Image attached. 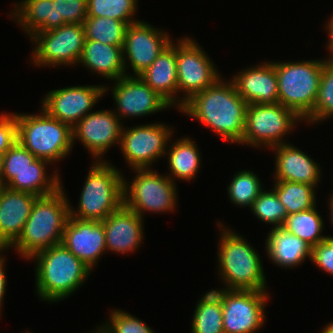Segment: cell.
Masks as SVG:
<instances>
[{
	"mask_svg": "<svg viewBox=\"0 0 333 333\" xmlns=\"http://www.w3.org/2000/svg\"><path fill=\"white\" fill-rule=\"evenodd\" d=\"M247 106L234 83L220 78L214 85L193 95L179 110L211 128L224 141L240 144Z\"/></svg>",
	"mask_w": 333,
	"mask_h": 333,
	"instance_id": "6da1fadb",
	"label": "cell"
},
{
	"mask_svg": "<svg viewBox=\"0 0 333 333\" xmlns=\"http://www.w3.org/2000/svg\"><path fill=\"white\" fill-rule=\"evenodd\" d=\"M70 217V203L63 185L53 194L35 199L22 234L9 247L30 259L41 250L60 244Z\"/></svg>",
	"mask_w": 333,
	"mask_h": 333,
	"instance_id": "7a4b0ae2",
	"label": "cell"
},
{
	"mask_svg": "<svg viewBox=\"0 0 333 333\" xmlns=\"http://www.w3.org/2000/svg\"><path fill=\"white\" fill-rule=\"evenodd\" d=\"M36 260V291L41 300L59 302L79 289L91 269L62 243L41 250L29 260Z\"/></svg>",
	"mask_w": 333,
	"mask_h": 333,
	"instance_id": "3957f363",
	"label": "cell"
},
{
	"mask_svg": "<svg viewBox=\"0 0 333 333\" xmlns=\"http://www.w3.org/2000/svg\"><path fill=\"white\" fill-rule=\"evenodd\" d=\"M219 226V276L230 290L267 291L264 269L259 253L248 244L244 236ZM224 227V228H223Z\"/></svg>",
	"mask_w": 333,
	"mask_h": 333,
	"instance_id": "277c9868",
	"label": "cell"
},
{
	"mask_svg": "<svg viewBox=\"0 0 333 333\" xmlns=\"http://www.w3.org/2000/svg\"><path fill=\"white\" fill-rule=\"evenodd\" d=\"M89 168L78 209L70 205V216L103 221L123 205V173L111 163L94 161Z\"/></svg>",
	"mask_w": 333,
	"mask_h": 333,
	"instance_id": "5b68a950",
	"label": "cell"
},
{
	"mask_svg": "<svg viewBox=\"0 0 333 333\" xmlns=\"http://www.w3.org/2000/svg\"><path fill=\"white\" fill-rule=\"evenodd\" d=\"M40 110L37 115L15 113L17 141L36 158L55 164L72 151V128Z\"/></svg>",
	"mask_w": 333,
	"mask_h": 333,
	"instance_id": "8992f818",
	"label": "cell"
},
{
	"mask_svg": "<svg viewBox=\"0 0 333 333\" xmlns=\"http://www.w3.org/2000/svg\"><path fill=\"white\" fill-rule=\"evenodd\" d=\"M278 82V103L307 120L314 111L324 60L274 62Z\"/></svg>",
	"mask_w": 333,
	"mask_h": 333,
	"instance_id": "52a82bcc",
	"label": "cell"
},
{
	"mask_svg": "<svg viewBox=\"0 0 333 333\" xmlns=\"http://www.w3.org/2000/svg\"><path fill=\"white\" fill-rule=\"evenodd\" d=\"M137 174L132 182L123 178V205L138 213L173 212L176 207L177 188L167 175L159 174L152 168L133 169ZM130 183V184H128ZM146 211V212H145Z\"/></svg>",
	"mask_w": 333,
	"mask_h": 333,
	"instance_id": "ba28073f",
	"label": "cell"
},
{
	"mask_svg": "<svg viewBox=\"0 0 333 333\" xmlns=\"http://www.w3.org/2000/svg\"><path fill=\"white\" fill-rule=\"evenodd\" d=\"M302 122L294 111L276 104H249L246 108L245 129L240 144L267 147L287 143L284 136L292 132L296 122Z\"/></svg>",
	"mask_w": 333,
	"mask_h": 333,
	"instance_id": "9c48e42d",
	"label": "cell"
},
{
	"mask_svg": "<svg viewBox=\"0 0 333 333\" xmlns=\"http://www.w3.org/2000/svg\"><path fill=\"white\" fill-rule=\"evenodd\" d=\"M86 35L83 24H64L44 32H36L31 62L34 66H74L81 58Z\"/></svg>",
	"mask_w": 333,
	"mask_h": 333,
	"instance_id": "30bf717a",
	"label": "cell"
},
{
	"mask_svg": "<svg viewBox=\"0 0 333 333\" xmlns=\"http://www.w3.org/2000/svg\"><path fill=\"white\" fill-rule=\"evenodd\" d=\"M176 43L178 94L185 93L180 97L181 108L193 95L214 85L222 76L195 40L186 36Z\"/></svg>",
	"mask_w": 333,
	"mask_h": 333,
	"instance_id": "8fae6325",
	"label": "cell"
},
{
	"mask_svg": "<svg viewBox=\"0 0 333 333\" xmlns=\"http://www.w3.org/2000/svg\"><path fill=\"white\" fill-rule=\"evenodd\" d=\"M222 302L224 333H255L265 323L266 291L213 290Z\"/></svg>",
	"mask_w": 333,
	"mask_h": 333,
	"instance_id": "7c38bea8",
	"label": "cell"
},
{
	"mask_svg": "<svg viewBox=\"0 0 333 333\" xmlns=\"http://www.w3.org/2000/svg\"><path fill=\"white\" fill-rule=\"evenodd\" d=\"M174 129L164 123L143 124L122 128L120 149L131 169L150 168L165 156Z\"/></svg>",
	"mask_w": 333,
	"mask_h": 333,
	"instance_id": "4fadbf2b",
	"label": "cell"
},
{
	"mask_svg": "<svg viewBox=\"0 0 333 333\" xmlns=\"http://www.w3.org/2000/svg\"><path fill=\"white\" fill-rule=\"evenodd\" d=\"M109 86H71L49 91L42 99L41 108L51 117L73 128L82 118L92 112Z\"/></svg>",
	"mask_w": 333,
	"mask_h": 333,
	"instance_id": "5bb4252c",
	"label": "cell"
},
{
	"mask_svg": "<svg viewBox=\"0 0 333 333\" xmlns=\"http://www.w3.org/2000/svg\"><path fill=\"white\" fill-rule=\"evenodd\" d=\"M169 36L167 32L154 28L145 21L129 24L123 46L125 72L129 65L135 73L133 76H139L170 44L172 38Z\"/></svg>",
	"mask_w": 333,
	"mask_h": 333,
	"instance_id": "9a60e30c",
	"label": "cell"
},
{
	"mask_svg": "<svg viewBox=\"0 0 333 333\" xmlns=\"http://www.w3.org/2000/svg\"><path fill=\"white\" fill-rule=\"evenodd\" d=\"M111 89L117 106L113 111L120 120L126 117H142L172 107L157 92L153 91L140 76L128 74L113 81Z\"/></svg>",
	"mask_w": 333,
	"mask_h": 333,
	"instance_id": "2e32d148",
	"label": "cell"
},
{
	"mask_svg": "<svg viewBox=\"0 0 333 333\" xmlns=\"http://www.w3.org/2000/svg\"><path fill=\"white\" fill-rule=\"evenodd\" d=\"M121 123L109 109L90 112L72 128L73 144L79 140L96 161H106L101 158L108 149L114 144L120 145Z\"/></svg>",
	"mask_w": 333,
	"mask_h": 333,
	"instance_id": "e0dca14e",
	"label": "cell"
},
{
	"mask_svg": "<svg viewBox=\"0 0 333 333\" xmlns=\"http://www.w3.org/2000/svg\"><path fill=\"white\" fill-rule=\"evenodd\" d=\"M61 243L93 270L96 262L106 251L103 222L80 220L70 216Z\"/></svg>",
	"mask_w": 333,
	"mask_h": 333,
	"instance_id": "ac0fdd59",
	"label": "cell"
},
{
	"mask_svg": "<svg viewBox=\"0 0 333 333\" xmlns=\"http://www.w3.org/2000/svg\"><path fill=\"white\" fill-rule=\"evenodd\" d=\"M106 251L125 254L136 251L144 239V218L124 205L103 221Z\"/></svg>",
	"mask_w": 333,
	"mask_h": 333,
	"instance_id": "d6986e66",
	"label": "cell"
},
{
	"mask_svg": "<svg viewBox=\"0 0 333 333\" xmlns=\"http://www.w3.org/2000/svg\"><path fill=\"white\" fill-rule=\"evenodd\" d=\"M230 80L248 105L278 103L277 74L271 61L246 68Z\"/></svg>",
	"mask_w": 333,
	"mask_h": 333,
	"instance_id": "ffe728a7",
	"label": "cell"
},
{
	"mask_svg": "<svg viewBox=\"0 0 333 333\" xmlns=\"http://www.w3.org/2000/svg\"><path fill=\"white\" fill-rule=\"evenodd\" d=\"M37 197L6 186L0 188V248L9 249L22 234Z\"/></svg>",
	"mask_w": 333,
	"mask_h": 333,
	"instance_id": "44dd1931",
	"label": "cell"
},
{
	"mask_svg": "<svg viewBox=\"0 0 333 333\" xmlns=\"http://www.w3.org/2000/svg\"><path fill=\"white\" fill-rule=\"evenodd\" d=\"M272 151L276 156L274 181H290L318 186L322 170L320 165L318 166V163L309 157L310 155L289 143L272 147Z\"/></svg>",
	"mask_w": 333,
	"mask_h": 333,
	"instance_id": "7402d4cb",
	"label": "cell"
},
{
	"mask_svg": "<svg viewBox=\"0 0 333 333\" xmlns=\"http://www.w3.org/2000/svg\"><path fill=\"white\" fill-rule=\"evenodd\" d=\"M176 41L165 47L153 63L143 71L140 78L171 106L180 109L176 68ZM175 96V97H174Z\"/></svg>",
	"mask_w": 333,
	"mask_h": 333,
	"instance_id": "603a6c76",
	"label": "cell"
},
{
	"mask_svg": "<svg viewBox=\"0 0 333 333\" xmlns=\"http://www.w3.org/2000/svg\"><path fill=\"white\" fill-rule=\"evenodd\" d=\"M82 64L91 72L100 74L107 80H118L128 74L125 72L123 47L85 40L81 58Z\"/></svg>",
	"mask_w": 333,
	"mask_h": 333,
	"instance_id": "cb8c5ba5",
	"label": "cell"
},
{
	"mask_svg": "<svg viewBox=\"0 0 333 333\" xmlns=\"http://www.w3.org/2000/svg\"><path fill=\"white\" fill-rule=\"evenodd\" d=\"M11 18L19 23L30 38L36 32H44L64 25L58 19L57 0H22L15 3ZM13 13V14H12Z\"/></svg>",
	"mask_w": 333,
	"mask_h": 333,
	"instance_id": "d4e9b609",
	"label": "cell"
},
{
	"mask_svg": "<svg viewBox=\"0 0 333 333\" xmlns=\"http://www.w3.org/2000/svg\"><path fill=\"white\" fill-rule=\"evenodd\" d=\"M266 238V254L281 268H293L311 259L312 247L282 227H272Z\"/></svg>",
	"mask_w": 333,
	"mask_h": 333,
	"instance_id": "484cf974",
	"label": "cell"
},
{
	"mask_svg": "<svg viewBox=\"0 0 333 333\" xmlns=\"http://www.w3.org/2000/svg\"><path fill=\"white\" fill-rule=\"evenodd\" d=\"M47 164L51 163L37 158L27 170L16 174L15 178L6 187L38 197L53 194L61 188L62 182L57 169L52 176L51 174L48 175Z\"/></svg>",
	"mask_w": 333,
	"mask_h": 333,
	"instance_id": "4316f807",
	"label": "cell"
},
{
	"mask_svg": "<svg viewBox=\"0 0 333 333\" xmlns=\"http://www.w3.org/2000/svg\"><path fill=\"white\" fill-rule=\"evenodd\" d=\"M192 139L184 136L168 146L169 151H166L165 155L168 157V168L171 173L167 176L173 182L176 179L190 181L196 178L202 161L201 152L199 154L197 144Z\"/></svg>",
	"mask_w": 333,
	"mask_h": 333,
	"instance_id": "83f0119b",
	"label": "cell"
},
{
	"mask_svg": "<svg viewBox=\"0 0 333 333\" xmlns=\"http://www.w3.org/2000/svg\"><path fill=\"white\" fill-rule=\"evenodd\" d=\"M190 326L192 333H224L222 302L213 289L197 302Z\"/></svg>",
	"mask_w": 333,
	"mask_h": 333,
	"instance_id": "f1b7e54d",
	"label": "cell"
},
{
	"mask_svg": "<svg viewBox=\"0 0 333 333\" xmlns=\"http://www.w3.org/2000/svg\"><path fill=\"white\" fill-rule=\"evenodd\" d=\"M282 228L299 237L311 247H315L328 237L321 235L324 223L323 218L316 210V206L306 211L288 215Z\"/></svg>",
	"mask_w": 333,
	"mask_h": 333,
	"instance_id": "f546056e",
	"label": "cell"
},
{
	"mask_svg": "<svg viewBox=\"0 0 333 333\" xmlns=\"http://www.w3.org/2000/svg\"><path fill=\"white\" fill-rule=\"evenodd\" d=\"M273 190L286 208L287 216L306 211L316 204V187L298 182L275 181Z\"/></svg>",
	"mask_w": 333,
	"mask_h": 333,
	"instance_id": "4dcf8cb0",
	"label": "cell"
},
{
	"mask_svg": "<svg viewBox=\"0 0 333 333\" xmlns=\"http://www.w3.org/2000/svg\"><path fill=\"white\" fill-rule=\"evenodd\" d=\"M83 25L87 40L112 46H124L128 27L125 22L107 17H87Z\"/></svg>",
	"mask_w": 333,
	"mask_h": 333,
	"instance_id": "1f68e13d",
	"label": "cell"
},
{
	"mask_svg": "<svg viewBox=\"0 0 333 333\" xmlns=\"http://www.w3.org/2000/svg\"><path fill=\"white\" fill-rule=\"evenodd\" d=\"M233 177L227 186L229 199L238 207L251 208L254 200L263 191L261 179L250 170L238 171Z\"/></svg>",
	"mask_w": 333,
	"mask_h": 333,
	"instance_id": "d6a6232c",
	"label": "cell"
},
{
	"mask_svg": "<svg viewBox=\"0 0 333 333\" xmlns=\"http://www.w3.org/2000/svg\"><path fill=\"white\" fill-rule=\"evenodd\" d=\"M138 0H87V17H107L132 24Z\"/></svg>",
	"mask_w": 333,
	"mask_h": 333,
	"instance_id": "836d02e7",
	"label": "cell"
},
{
	"mask_svg": "<svg viewBox=\"0 0 333 333\" xmlns=\"http://www.w3.org/2000/svg\"><path fill=\"white\" fill-rule=\"evenodd\" d=\"M333 117V55L324 60L318 96L314 111L306 120L308 123L317 124Z\"/></svg>",
	"mask_w": 333,
	"mask_h": 333,
	"instance_id": "e575fe53",
	"label": "cell"
},
{
	"mask_svg": "<svg viewBox=\"0 0 333 333\" xmlns=\"http://www.w3.org/2000/svg\"><path fill=\"white\" fill-rule=\"evenodd\" d=\"M250 210L262 222L274 225L273 228L282 227L287 217L286 208L273 189L263 190L252 203Z\"/></svg>",
	"mask_w": 333,
	"mask_h": 333,
	"instance_id": "d590c367",
	"label": "cell"
},
{
	"mask_svg": "<svg viewBox=\"0 0 333 333\" xmlns=\"http://www.w3.org/2000/svg\"><path fill=\"white\" fill-rule=\"evenodd\" d=\"M109 316L110 321L91 333H155L144 321L118 308L111 310Z\"/></svg>",
	"mask_w": 333,
	"mask_h": 333,
	"instance_id": "8d00e7d4",
	"label": "cell"
},
{
	"mask_svg": "<svg viewBox=\"0 0 333 333\" xmlns=\"http://www.w3.org/2000/svg\"><path fill=\"white\" fill-rule=\"evenodd\" d=\"M37 158L16 141L2 156L3 186H7L16 176L30 167Z\"/></svg>",
	"mask_w": 333,
	"mask_h": 333,
	"instance_id": "74e56055",
	"label": "cell"
},
{
	"mask_svg": "<svg viewBox=\"0 0 333 333\" xmlns=\"http://www.w3.org/2000/svg\"><path fill=\"white\" fill-rule=\"evenodd\" d=\"M58 19L64 24H84L87 18V0H57Z\"/></svg>",
	"mask_w": 333,
	"mask_h": 333,
	"instance_id": "f35d334b",
	"label": "cell"
},
{
	"mask_svg": "<svg viewBox=\"0 0 333 333\" xmlns=\"http://www.w3.org/2000/svg\"><path fill=\"white\" fill-rule=\"evenodd\" d=\"M311 261L324 272L333 275V238L327 237L312 247Z\"/></svg>",
	"mask_w": 333,
	"mask_h": 333,
	"instance_id": "ab89813d",
	"label": "cell"
},
{
	"mask_svg": "<svg viewBox=\"0 0 333 333\" xmlns=\"http://www.w3.org/2000/svg\"><path fill=\"white\" fill-rule=\"evenodd\" d=\"M17 141V124L15 113L0 114V156Z\"/></svg>",
	"mask_w": 333,
	"mask_h": 333,
	"instance_id": "60d3db41",
	"label": "cell"
},
{
	"mask_svg": "<svg viewBox=\"0 0 333 333\" xmlns=\"http://www.w3.org/2000/svg\"><path fill=\"white\" fill-rule=\"evenodd\" d=\"M1 251H5V248H0V315H1V312H2V303H3V300H4V296H5V291H6V283H7V277L5 275V264L6 261L4 258V255L2 256L1 254ZM1 317V316H0Z\"/></svg>",
	"mask_w": 333,
	"mask_h": 333,
	"instance_id": "b9f144b4",
	"label": "cell"
},
{
	"mask_svg": "<svg viewBox=\"0 0 333 333\" xmlns=\"http://www.w3.org/2000/svg\"><path fill=\"white\" fill-rule=\"evenodd\" d=\"M328 23H326V31H328V35H329V41L326 44L327 48L330 51L329 55H333V15L331 16L330 19H328ZM328 29V30H327ZM332 53V54H331Z\"/></svg>",
	"mask_w": 333,
	"mask_h": 333,
	"instance_id": "7bdbcfd3",
	"label": "cell"
},
{
	"mask_svg": "<svg viewBox=\"0 0 333 333\" xmlns=\"http://www.w3.org/2000/svg\"><path fill=\"white\" fill-rule=\"evenodd\" d=\"M330 199L328 200L329 201V209H330V221H331V224H333V194L331 193V196L329 197ZM328 237H331V238H333L331 235L329 236L328 235Z\"/></svg>",
	"mask_w": 333,
	"mask_h": 333,
	"instance_id": "ee69618b",
	"label": "cell"
},
{
	"mask_svg": "<svg viewBox=\"0 0 333 333\" xmlns=\"http://www.w3.org/2000/svg\"><path fill=\"white\" fill-rule=\"evenodd\" d=\"M321 333H333V322H330L326 325V327H323V330H321Z\"/></svg>",
	"mask_w": 333,
	"mask_h": 333,
	"instance_id": "f6af8a7d",
	"label": "cell"
},
{
	"mask_svg": "<svg viewBox=\"0 0 333 333\" xmlns=\"http://www.w3.org/2000/svg\"><path fill=\"white\" fill-rule=\"evenodd\" d=\"M3 187L2 156H0V188Z\"/></svg>",
	"mask_w": 333,
	"mask_h": 333,
	"instance_id": "bcb514c9",
	"label": "cell"
}]
</instances>
